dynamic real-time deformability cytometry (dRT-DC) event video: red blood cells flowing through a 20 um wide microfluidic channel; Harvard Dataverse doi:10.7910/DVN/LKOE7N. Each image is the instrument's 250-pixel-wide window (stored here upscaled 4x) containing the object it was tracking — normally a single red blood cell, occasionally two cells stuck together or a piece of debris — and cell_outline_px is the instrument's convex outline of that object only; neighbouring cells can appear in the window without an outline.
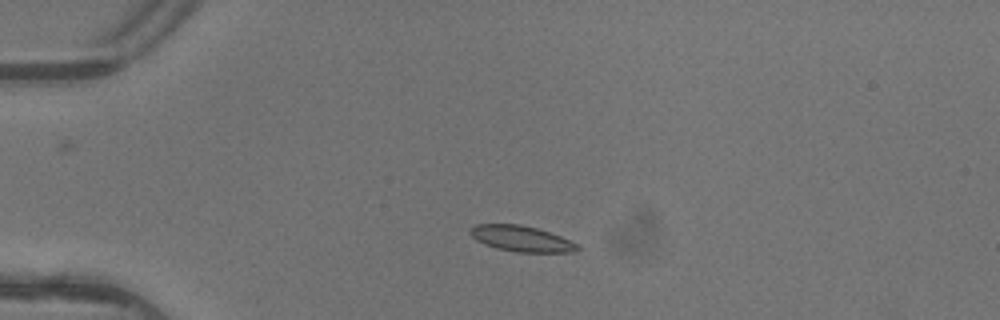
{"species": "common noctule bat (a hibernating species)", "species_latin": "Nyctalus noctula", "temperature_condition": "warm", "stored_images_in_passage": 5, "camera_frame_rate_fps": 3000, "um_per_image_px": 0.085, "animal": {"sex": "female"}, "frame": {"image": 1, "passage_image": 3, "time_ms": 0.667, "image_size_px": [1000, 320], "cell_outline_px": [[580, 248], [576, 252], [516, 252], [496, 248], [484, 244], [476, 240], [468, 232], [468, 228], [476, 224], [520, 224], [536, 228], [560, 236], [576, 244]], "centroid_in_image_um": [44.26, 20.28], "position_along_channel_um": 40.7, "area_um2": 16.07}}
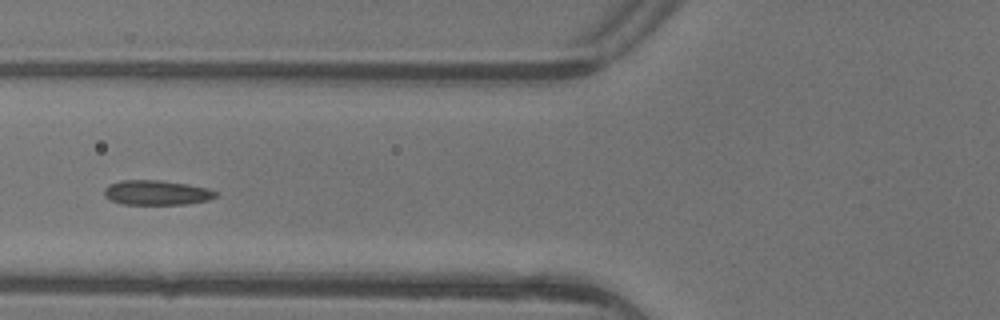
{"frame": {"image": 2, "passage_image": 5, "time_ms": 1.333, "image_size_px": [1000, 320], "cell_outline_px": [[216, 196], [208, 200], [188, 204], [120, 204], [104, 196], [104, 188], [108, 184], [120, 180], [160, 180], [188, 184], [208, 188], [216, 192]], "centroid_in_image_um": [13.28, 16.37], "position_along_channel_um": 112.5, "area_um2": 16.13}}